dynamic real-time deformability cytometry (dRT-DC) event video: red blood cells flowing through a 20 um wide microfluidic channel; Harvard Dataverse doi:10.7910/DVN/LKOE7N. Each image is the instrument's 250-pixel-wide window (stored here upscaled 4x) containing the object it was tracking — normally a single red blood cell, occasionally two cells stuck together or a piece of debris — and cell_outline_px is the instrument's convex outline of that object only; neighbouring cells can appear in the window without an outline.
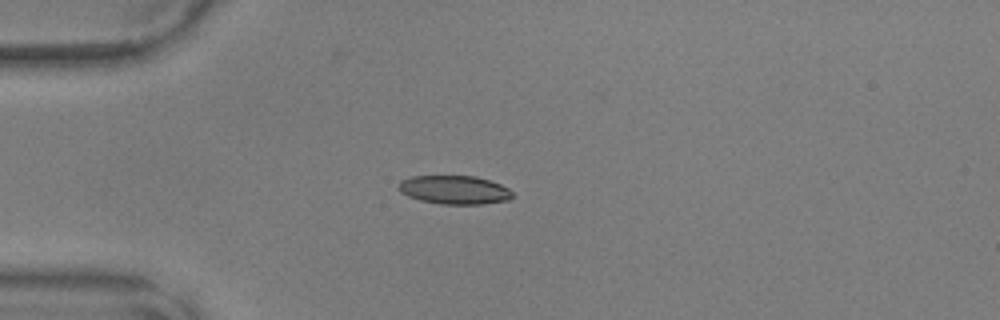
{"species": "common noctule bat (a hibernating species)", "species_latin": "Nyctalus noctula", "temperature_condition": "warm", "stored_images_in_passage": 37, "camera_frame_rate_fps": 3000, "um_per_image_px": 0.085, "animal": {"sex": "male", "body_mass_g": 17.9, "forearm_length_mm": 54.2}, "frame": {"image": 1, "passage_image": 1, "time_ms": 0.0, "image_size_px": [1000, 320], "cell_outline_px": [[512, 196], [508, 200], [484, 204], [440, 204], [420, 200], [408, 196], [400, 192], [396, 188], [400, 180], [412, 176], [476, 176], [500, 184], [508, 188], [512, 192]], "centroid_in_image_um": [38.58, 16.14], "position_along_channel_um": 46.4, "area_um2": 19.07}}
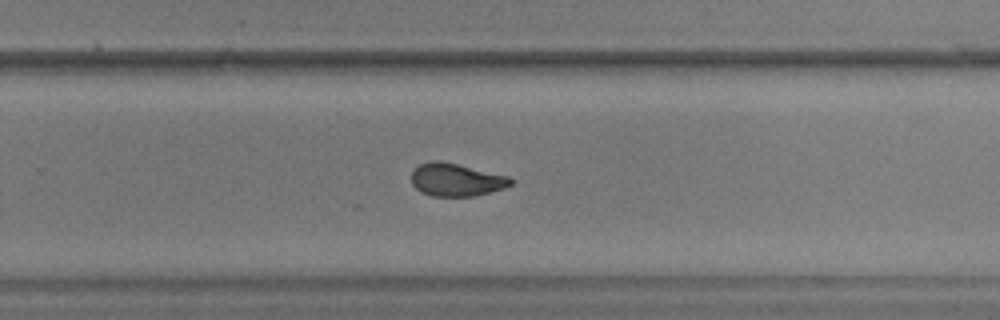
{"frame": {"image": 2, "passage_image": 20, "time_ms": 6.333, "image_size_px": [1000, 320], "cell_outline_px": [[516, 180], [512, 184], [504, 188], [472, 196], [432, 196], [420, 192], [412, 184], [412, 172], [420, 164], [432, 160], [440, 160], [508, 176]], "centroid_in_image_um": [38.77, 15.28], "position_along_channel_um": 291.0, "area_um2": 18.9}}
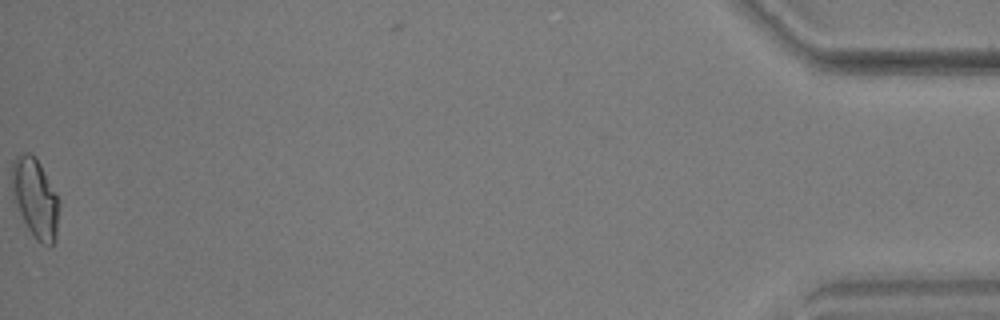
{"frame": {"image": 3, "passage_image": 37, "time_ms": 12.0, "image_size_px": [1000, 320], "cell_outline_px": [[60, 204], [56, 236], [52, 244], [44, 244], [36, 240], [28, 228], [12, 200], [12, 160], [16, 156], [24, 152], [32, 152], [36, 156], [60, 200]], "centroid_in_image_um": [2.99, 16.79], "position_along_channel_um": 432.2, "area_um2": 22.08}}